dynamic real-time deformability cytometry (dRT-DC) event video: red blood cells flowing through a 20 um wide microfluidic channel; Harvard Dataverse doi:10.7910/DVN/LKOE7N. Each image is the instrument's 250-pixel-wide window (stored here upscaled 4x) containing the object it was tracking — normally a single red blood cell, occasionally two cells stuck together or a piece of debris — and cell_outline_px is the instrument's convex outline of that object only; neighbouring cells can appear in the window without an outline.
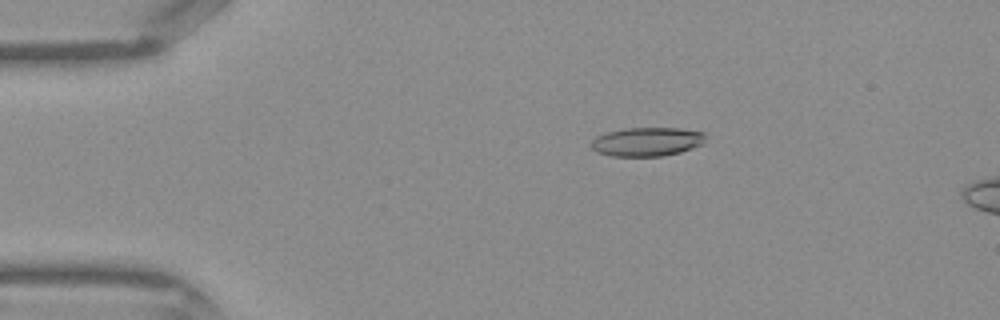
{"species": "Egyptian fruit bat (a non-hibernating species)", "species_latin": "Rousettus aegyptiacus", "temperature_condition": "warm", "stored_images_in_passage": 44, "segment_of_instrument_passage": [1, 2], "camera_frame_rate_fps": 3000, "um_per_image_px": 0.085, "frame": {"image": 1, "passage_image": 8, "time_ms": 2.333, "image_size_px": [1000, 320], "cell_outline_px": [[704, 144], [680, 152], [664, 156], [612, 156], [596, 152], [592, 148], [592, 140], [596, 136], [608, 132], [624, 128], [676, 128], [704, 132]], "centroid_in_image_um": [54.99, 12.05], "position_along_channel_um": 30.0, "area_um2": 19.19}}
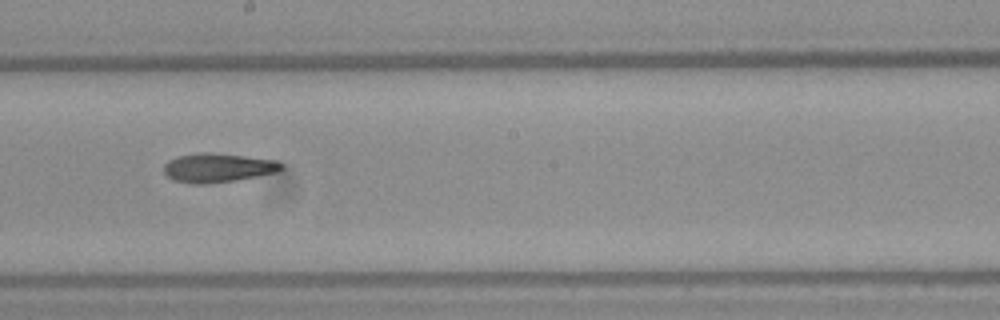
{"frame": {"image": 2, "passage_image": 24, "time_ms": 7.667, "image_size_px": [1000, 320], "cell_outline_px": [[284, 168], [276, 172], [236, 180], [204, 184], [192, 184], [172, 180], [164, 172], [164, 164], [168, 160], [176, 156], [196, 152], [212, 152], [276, 160], [284, 164]], "centroid_in_image_um": [18.49, 14.25], "position_along_channel_um": 229.7, "area_um2": 20.06}}
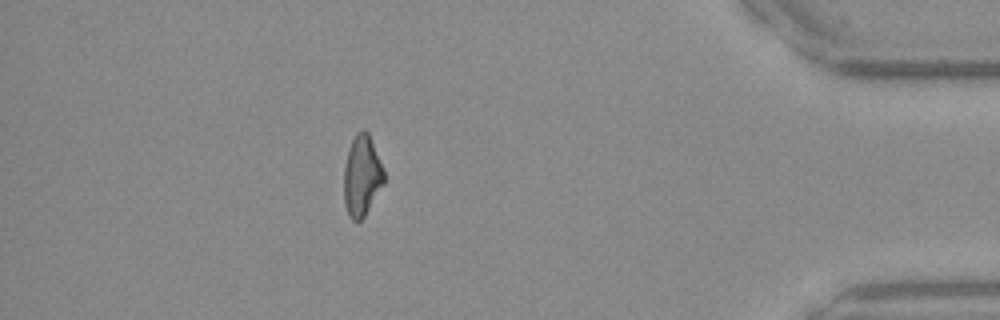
{"frame": {"image": 3, "passage_image": 38, "time_ms": 12.333, "image_size_px": [1000, 320], "cell_outline_px": [[384, 184], [364, 216], [360, 220], [352, 220], [348, 216], [344, 204], [344, 168], [348, 148], [356, 132], [364, 128], [368, 132], [384, 168]], "centroid_in_image_um": [30.76, 14.92], "position_along_channel_um": 404.4, "area_um2": 19.02}}